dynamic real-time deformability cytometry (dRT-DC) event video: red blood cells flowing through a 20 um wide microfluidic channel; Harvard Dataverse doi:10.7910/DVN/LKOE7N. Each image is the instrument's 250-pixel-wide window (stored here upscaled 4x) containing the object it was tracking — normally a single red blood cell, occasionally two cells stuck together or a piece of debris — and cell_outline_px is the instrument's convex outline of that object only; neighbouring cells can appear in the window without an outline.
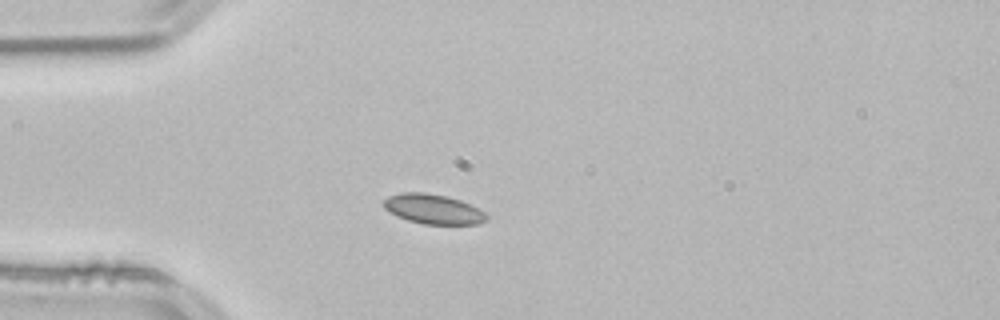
{"species": "common noctule bat (a hibernating species)", "species_latin": "Nyctalus noctula", "temperature_condition": "room temperature", "stored_images_in_passage": 40, "camera_frame_rate_fps": 3000, "um_per_image_px": 0.085, "animal": {"sex": "male", "body_mass_g": 21.5, "forearm_length_mm": 52.0}, "frame": {"image": 1, "passage_image": 1, "time_ms": 0.0, "image_size_px": [1000, 320], "cell_outline_px": [[488, 220], [476, 224], [424, 224], [408, 220], [396, 216], [388, 212], [380, 204], [388, 196], [400, 192], [424, 192], [448, 196], [460, 200], [484, 212], [488, 216]], "centroid_in_image_um": [36.76, 17.76], "position_along_channel_um": 48.2, "area_um2": 17.98}, "authors_computed_cell_mechanics": {"area_um2": 16.9932, "velocity_mm_per_s": 3.7966, "shape_relaxation_time_tau1_ms": 2.5375, "shape_relaxation_time_tau2_ms": null, "deformation_change_tau1": 0.0403, "deformation_change_tau2": null}}